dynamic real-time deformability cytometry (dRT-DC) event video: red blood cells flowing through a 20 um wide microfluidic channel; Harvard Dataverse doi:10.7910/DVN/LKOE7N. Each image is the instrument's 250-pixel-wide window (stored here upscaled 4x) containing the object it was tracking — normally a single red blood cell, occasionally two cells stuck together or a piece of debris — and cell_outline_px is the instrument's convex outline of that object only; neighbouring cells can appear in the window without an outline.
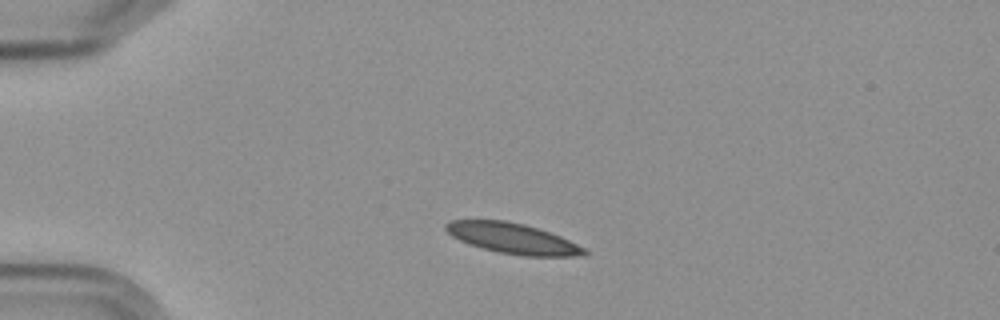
{"species": "Egyptian fruit bat (a non-hibernating species)", "species_latin": "Rousettus aegyptiacus", "temperature_condition": "cold", "stored_images_in_passage": 2, "camera_frame_rate_fps": 3000, "um_per_image_px": 0.085, "frame": {"image": 1, "passage_image": 1, "time_ms": 0.0, "image_size_px": [1000, 320], "cell_outline_px": [[588, 256], [524, 256], [500, 252], [468, 244], [452, 236], [444, 228], [444, 224], [452, 220], [504, 220], [524, 224], [560, 236], [588, 248]], "centroid_in_image_um": [43.63, 20.27], "position_along_channel_um": 41.4, "area_um2": 24.57}}